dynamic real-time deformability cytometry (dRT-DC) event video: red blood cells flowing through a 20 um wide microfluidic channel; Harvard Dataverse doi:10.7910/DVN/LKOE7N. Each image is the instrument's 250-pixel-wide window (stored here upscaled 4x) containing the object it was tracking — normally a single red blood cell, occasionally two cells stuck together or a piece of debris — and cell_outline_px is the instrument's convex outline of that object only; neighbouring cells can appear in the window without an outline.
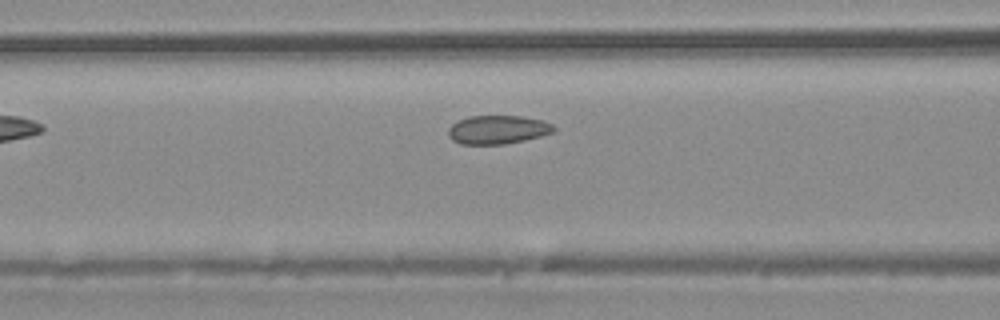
{"species": "common noctule bat (a hibernating species)", "species_latin": "Nyctalus noctula", "temperature_condition": "warm", "stored_images_in_passage": 4, "camera_frame_rate_fps": 3000, "um_per_image_px": 0.085, "animal": {"sex": "male", "body_mass_g": 20.4}, "frame": {"image": 1, "passage_image": 4, "time_ms": 3.667, "image_size_px": [1000, 320], "cell_outline_px": [[556, 128], [552, 132], [540, 136], [524, 140], [504, 144], [460, 144], [452, 140], [448, 136], [448, 128], [452, 124], [468, 116], [524, 116], [544, 120], [552, 124]], "centroid_in_image_um": [42.3, 11.01], "position_along_channel_um": 124.3, "area_um2": 17.63}}